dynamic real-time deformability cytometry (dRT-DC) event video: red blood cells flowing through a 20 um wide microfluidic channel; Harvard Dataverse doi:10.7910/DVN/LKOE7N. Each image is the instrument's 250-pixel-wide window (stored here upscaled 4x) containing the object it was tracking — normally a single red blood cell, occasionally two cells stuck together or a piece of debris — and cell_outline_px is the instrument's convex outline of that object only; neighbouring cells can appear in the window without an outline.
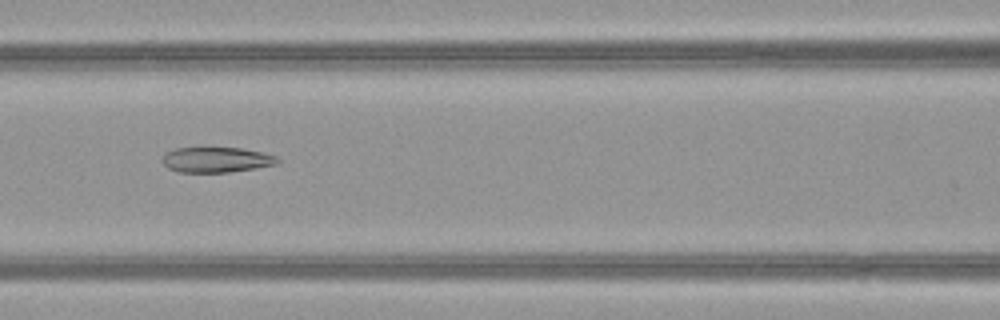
{"species": "common noctule bat (a hibernating species)", "species_latin": "Nyctalus noctula", "temperature_condition": "warm", "stored_images_in_passage": 51, "camera_frame_rate_fps": 3000, "um_per_image_px": 0.085, "animal": {"sex": "female", "body_mass_g": 21.9}, "frame": {"image": 1, "passage_image": 23, "time_ms": 7.333, "image_size_px": [1000, 320], "cell_outline_px": [[280, 160], [276, 164], [256, 168], [228, 172], [180, 172], [168, 168], [160, 160], [164, 152], [176, 148], [240, 148], [260, 152], [276, 156]], "centroid_in_image_um": [18.34, 13.58], "position_along_channel_um": 148.3, "area_um2": 16.94}}
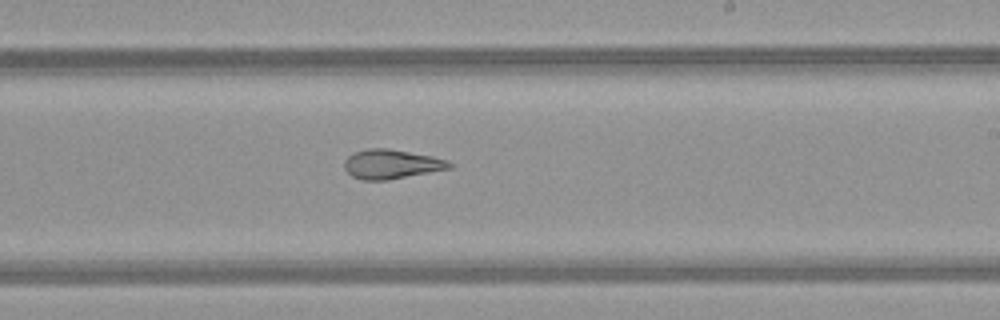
{"frame": {"image": 2, "passage_image": 31, "time_ms": 10.0, "image_size_px": [1000, 320], "cell_outline_px": [[456, 164], [452, 168], [388, 180], [364, 180], [352, 176], [344, 168], [344, 160], [352, 152], [368, 148], [388, 148], [432, 156], [448, 160]], "centroid_in_image_um": [33.29, 13.94], "position_along_channel_um": 255.7, "area_um2": 18.15}}
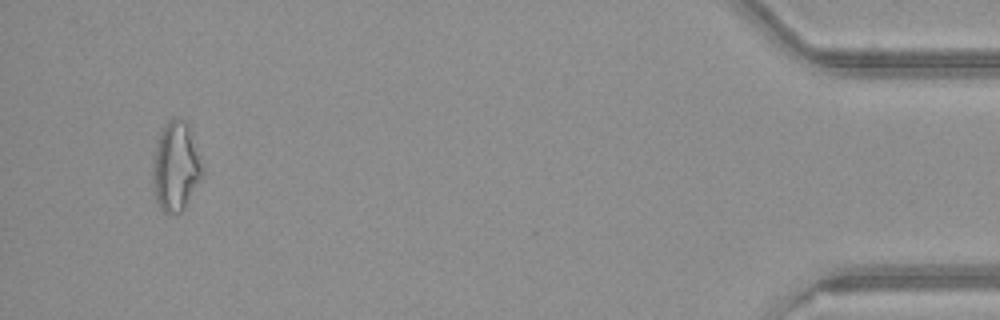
{"frame": {"image": 3, "passage_image": 49, "time_ms": 16.0, "image_size_px": [1000, 320], "cell_outline_px": [[204, 176], [184, 208], [180, 212], [168, 216], [160, 208], [156, 200], [152, 184], [152, 160], [156, 144], [160, 132], [168, 120], [176, 116], [184, 120], [188, 124], [200, 160]], "centroid_in_image_um": [14.91, 14.18], "position_along_channel_um": 420.3, "area_um2": 26.07}, "authors_computed_cell_mechanics": {"area_um2": 22.0796, "velocity_mm_per_s": 4.04, "shape_relaxation_time_tau1_ms": null, "shape_relaxation_time_tau2_ms": 1.7671, "deformation_change_tau1": null, "deformation_change_tau2": 0.0866}}